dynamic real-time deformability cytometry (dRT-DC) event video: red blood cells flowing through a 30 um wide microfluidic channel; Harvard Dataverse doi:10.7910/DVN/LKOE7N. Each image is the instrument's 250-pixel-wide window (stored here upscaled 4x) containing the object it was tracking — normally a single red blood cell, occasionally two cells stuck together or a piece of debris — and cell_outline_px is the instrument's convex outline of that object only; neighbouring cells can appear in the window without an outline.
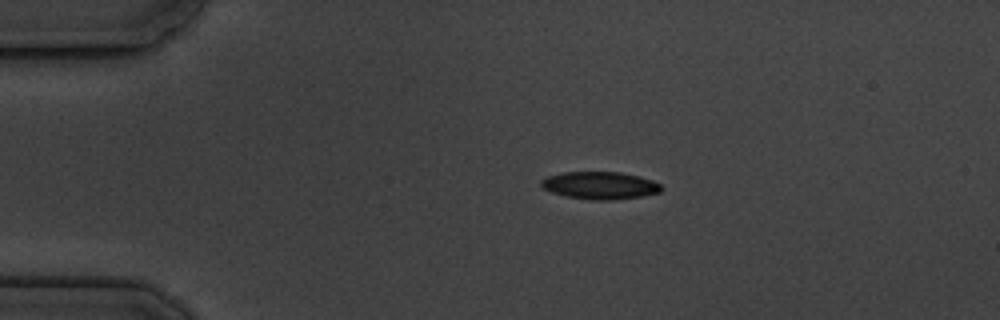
{"species": "common noctule bat (a hibernating species)", "species_latin": "Nyctalus noctula", "temperature_condition": "cold", "stored_images_in_passage": 4, "camera_frame_rate_fps": 3000, "um_per_image_px": 0.085, "animal": {"sex": "male", "body_mass_g": 19.5, "forearm_length_mm": 54.6}, "frame": {"image": 1, "passage_image": 1, "time_ms": 0.0, "image_size_px": [1000, 320], "cell_outline_px": [[664, 188], [660, 192], [644, 196], [612, 200], [592, 200], [568, 196], [552, 192], [544, 188], [540, 184], [540, 180], [548, 176], [564, 172], [620, 172], [652, 180], [660, 184]], "centroid_in_image_um": [51.02, 15.76], "position_along_channel_um": 34.0, "area_um2": 19.13}}
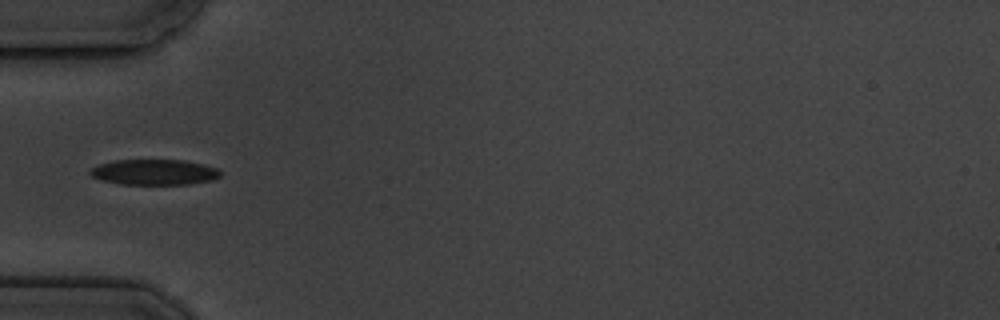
{"frame": {"image": 2, "passage_image": 3, "time_ms": 2.333, "image_size_px": [1000, 320], "cell_outline_px": [[220, 176], [212, 180], [188, 184], [120, 184], [100, 180], [92, 176], [88, 172], [92, 168], [100, 164], [116, 160], [184, 160], [216, 168], [220, 172]], "centroid_in_image_um": [13.08, 14.63], "position_along_channel_um": 71.9, "area_um2": 19.19}}